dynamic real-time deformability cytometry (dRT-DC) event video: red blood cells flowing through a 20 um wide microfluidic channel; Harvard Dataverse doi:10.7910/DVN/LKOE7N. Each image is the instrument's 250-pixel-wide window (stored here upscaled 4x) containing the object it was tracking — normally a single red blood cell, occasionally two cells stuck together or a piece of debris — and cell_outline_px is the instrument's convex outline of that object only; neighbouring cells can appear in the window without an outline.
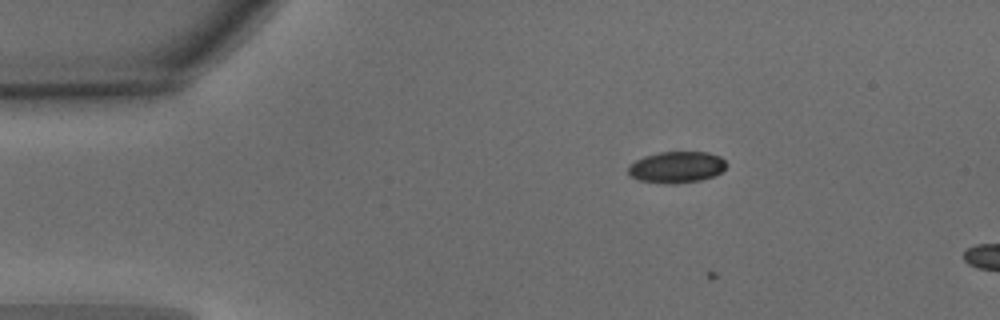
{"species": "common noctule bat (a hibernating species)", "species_latin": "Nyctalus noctula", "temperature_condition": "warm", "stored_images_in_passage": 3, "camera_frame_rate_fps": 3000, "um_per_image_px": 0.085, "animal": {"sex": "male", "body_mass_g": 15.6}, "frame": {"image": 1, "passage_image": 1, "time_ms": 0.0, "image_size_px": [1000, 320], "cell_outline_px": [[728, 164], [720, 172], [712, 176], [700, 180], [672, 184], [668, 184], [640, 180], [632, 176], [628, 172], [628, 164], [644, 156], [660, 152], [708, 152], [720, 156]], "centroid_in_image_um": [57.51, 14.2], "position_along_channel_um": 27.5, "area_um2": 17.86}}